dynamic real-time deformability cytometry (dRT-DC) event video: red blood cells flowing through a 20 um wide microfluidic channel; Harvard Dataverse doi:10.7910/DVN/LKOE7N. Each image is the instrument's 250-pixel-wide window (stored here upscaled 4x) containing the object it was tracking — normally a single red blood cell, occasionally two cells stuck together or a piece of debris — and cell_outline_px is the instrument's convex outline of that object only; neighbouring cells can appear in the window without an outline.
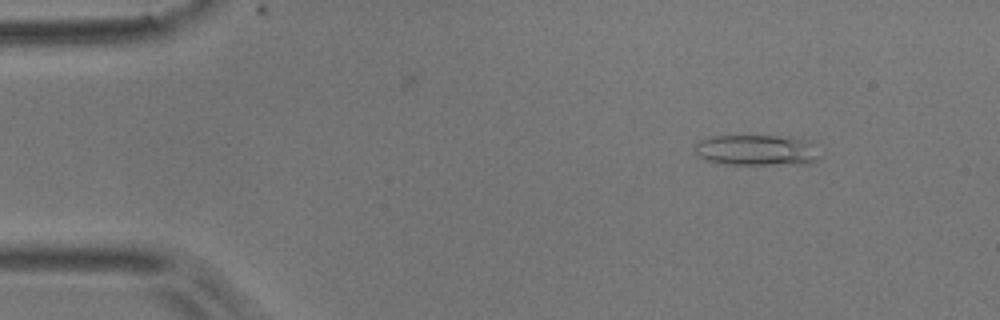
{"species": "common noctule bat (a hibernating species)", "species_latin": "Nyctalus noctula", "temperature_condition": "room temperature", "stored_images_in_passage": 5, "camera_frame_rate_fps": 3000, "um_per_image_px": 0.085, "animal": {"sex": "male", "body_mass_g": 17.9}, "frame": {"image": 1, "passage_image": 1, "time_ms": 0.0, "image_size_px": [1000, 320], "cell_outline_px": [[820, 156], [816, 160], [808, 164], [724, 164], [708, 160], [696, 156], [696, 144], [700, 140], [712, 136], [788, 136], [800, 140], [808, 144]], "centroid_in_image_um": [64.24, 12.77], "position_along_channel_um": 20.8, "area_um2": 21.96}}
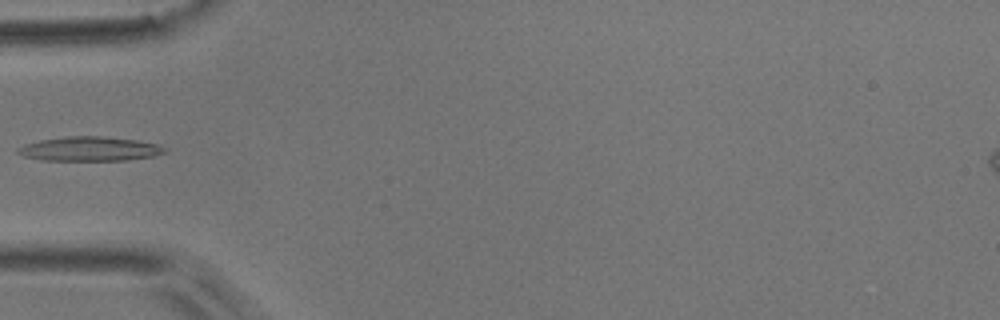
{"frame": {"image": 2, "passage_image": 4, "time_ms": 1.0, "image_size_px": [1000, 320], "cell_outline_px": [[168, 152], [152, 156], [128, 160], [40, 160], [24, 156], [16, 152], [16, 148], [24, 144], [40, 140], [68, 136], [100, 136], [136, 140], [160, 144], [168, 148]], "centroid_in_image_um": [7.65, 12.65], "position_along_channel_um": 77.4, "area_um2": 20.92}}
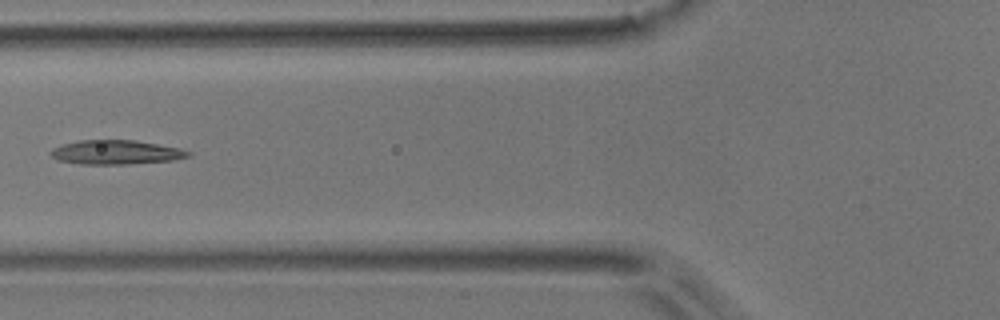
{"frame": {"image": 3, "passage_image": 5, "time_ms": 1.333, "image_size_px": [1000, 320], "cell_outline_px": [[192, 156], [172, 160], [128, 164], [80, 164], [56, 160], [48, 152], [52, 148], [64, 144], [80, 140], [136, 140], [180, 148], [192, 152]], "centroid_in_image_um": [9.86, 12.94], "position_along_channel_um": 115.9, "area_um2": 19.48}}